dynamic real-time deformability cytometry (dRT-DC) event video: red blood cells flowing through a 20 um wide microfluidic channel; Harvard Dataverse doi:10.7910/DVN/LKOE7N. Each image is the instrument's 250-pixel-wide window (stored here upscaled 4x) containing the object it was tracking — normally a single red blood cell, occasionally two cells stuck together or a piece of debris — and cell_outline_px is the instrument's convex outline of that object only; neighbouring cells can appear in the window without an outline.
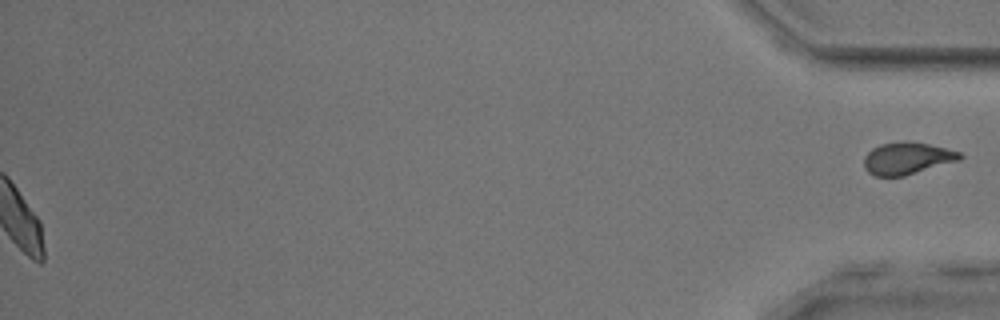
{"species": "common noctule bat (a hibernating species)", "species_latin": "Nyctalus noctula", "temperature_condition": "room temperature", "stored_images_in_passage": 51, "segment_of_instrument_passage": [2, 2], "camera_frame_rate_fps": 3000, "um_per_image_px": 0.085, "animal": {"sex": "male", "body_mass_g": 17.9, "forearm_length_mm": 54.2}, "frame": {"image": 1, "passage_image": 51, "time_ms": 16.667, "image_size_px": [1000, 320], "cell_outline_px": [[964, 156], [960, 160], [904, 176], [876, 176], [868, 172], [864, 168], [864, 156], [872, 148], [880, 144], [908, 140], [928, 144], [960, 152]], "centroid_in_image_um": [77.09, 13.45], "position_along_channel_um": 358.1, "area_um2": 17.98}}